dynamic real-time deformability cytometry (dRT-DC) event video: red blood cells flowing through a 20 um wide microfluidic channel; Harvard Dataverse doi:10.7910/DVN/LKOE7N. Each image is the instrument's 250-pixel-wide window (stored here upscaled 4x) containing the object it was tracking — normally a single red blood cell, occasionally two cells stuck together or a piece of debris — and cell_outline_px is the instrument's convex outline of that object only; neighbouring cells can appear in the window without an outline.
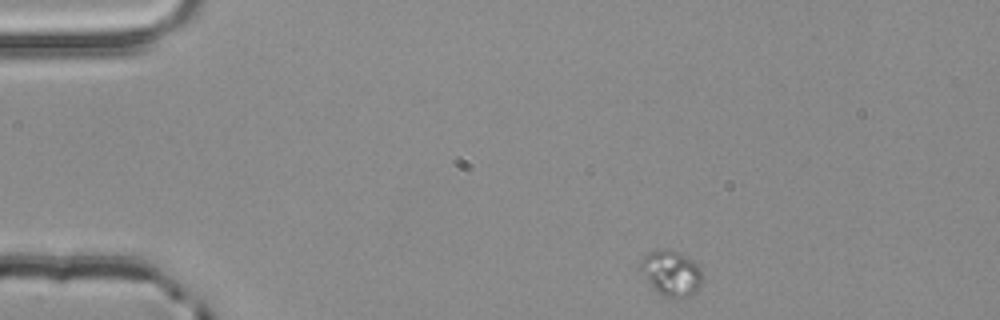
{"species": "common noctule bat (a hibernating species)", "species_latin": "Nyctalus noctula", "temperature_condition": "room temperature", "stored_images_in_passage": 2, "camera_frame_rate_fps": 3000, "um_per_image_px": 0.085, "animal": {"sex": "male", "body_mass_g": 20.4}, "frame": {"image": 1, "passage_image": 1, "time_ms": 0.0, "image_size_px": [1000, 320], "cell_outline_px": [[700, 288], [692, 296], [660, 296], [656, 292], [640, 268], [640, 260], [648, 252], [664, 248], [680, 252], [692, 260], [700, 268]], "centroid_in_image_um": [57.04, 23.2], "position_along_channel_um": 28.0, "area_um2": 16.13}}